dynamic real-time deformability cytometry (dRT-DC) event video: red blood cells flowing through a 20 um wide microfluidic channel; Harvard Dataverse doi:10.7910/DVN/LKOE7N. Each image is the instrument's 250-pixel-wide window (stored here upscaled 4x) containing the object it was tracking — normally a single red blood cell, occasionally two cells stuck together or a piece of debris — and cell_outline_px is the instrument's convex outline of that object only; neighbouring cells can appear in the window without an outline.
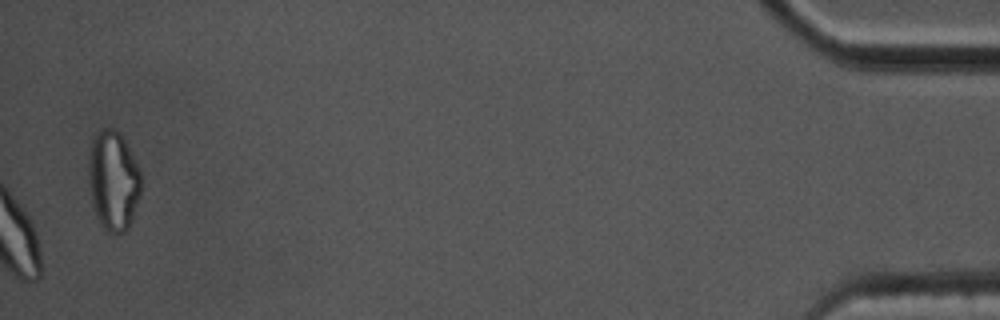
{"species": "common noctule bat (a hibernating species)", "species_latin": "Nyctalus noctula", "temperature_condition": "cold", "stored_images_in_passage": 53, "camera_frame_rate_fps": 3000, "um_per_image_px": 0.085, "animal": {"sex": "male", "body_mass_g": 17.5, "forearm_length_mm": 52.3}, "frame": {"image": 1, "passage_image": 53, "time_ms": 17.333, "image_size_px": [1000, 320], "cell_outline_px": [[140, 196], [128, 228], [124, 232], [108, 232], [100, 224], [92, 204], [88, 172], [88, 160], [92, 136], [100, 128], [112, 128], [120, 132], [140, 172]], "centroid_in_image_um": [9.6, 15.32], "position_along_channel_um": 425.6, "area_um2": 30.35}, "authors_computed_cell_mechanics": {"area_um2": 18.8428, "velocity_mm_per_s": 3.5215, "shape_relaxation_time_tau1_ms": 5.5466, "shape_relaxation_time_tau2_ms": 3.6082, "deformation_change_tau1": 0.1535, "deformation_change_tau2": 0.097}}